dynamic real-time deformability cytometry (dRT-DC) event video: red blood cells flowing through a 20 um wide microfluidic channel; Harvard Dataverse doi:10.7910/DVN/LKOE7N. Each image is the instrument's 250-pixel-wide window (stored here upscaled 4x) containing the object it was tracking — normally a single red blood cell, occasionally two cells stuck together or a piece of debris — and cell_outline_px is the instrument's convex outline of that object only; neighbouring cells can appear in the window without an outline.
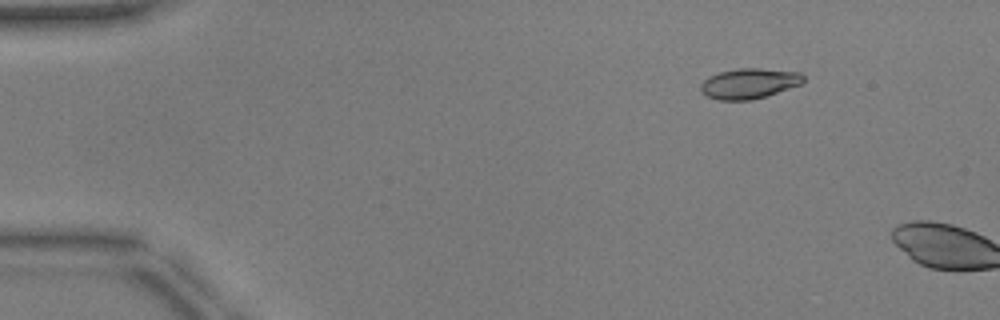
{"species": "common noctule bat (a hibernating species)", "species_latin": "Nyctalus noctula", "temperature_condition": "warm", "stored_images_in_passage": 3, "camera_frame_rate_fps": 3000, "um_per_image_px": 0.085, "animal": {"sex": "male", "body_mass_g": 17.9, "forearm_length_mm": 54.2}, "frame": {"image": 1, "passage_image": 1, "time_ms": 0.0, "image_size_px": [1000, 320], "cell_outline_px": [[804, 80], [800, 84], [752, 100], [720, 100], [708, 96], [700, 92], [700, 84], [704, 80], [720, 72], [740, 68], [756, 68], [800, 72], [804, 76]], "centroid_in_image_um": [63.66, 7.09], "position_along_channel_um": 21.3, "area_um2": 17.8}}